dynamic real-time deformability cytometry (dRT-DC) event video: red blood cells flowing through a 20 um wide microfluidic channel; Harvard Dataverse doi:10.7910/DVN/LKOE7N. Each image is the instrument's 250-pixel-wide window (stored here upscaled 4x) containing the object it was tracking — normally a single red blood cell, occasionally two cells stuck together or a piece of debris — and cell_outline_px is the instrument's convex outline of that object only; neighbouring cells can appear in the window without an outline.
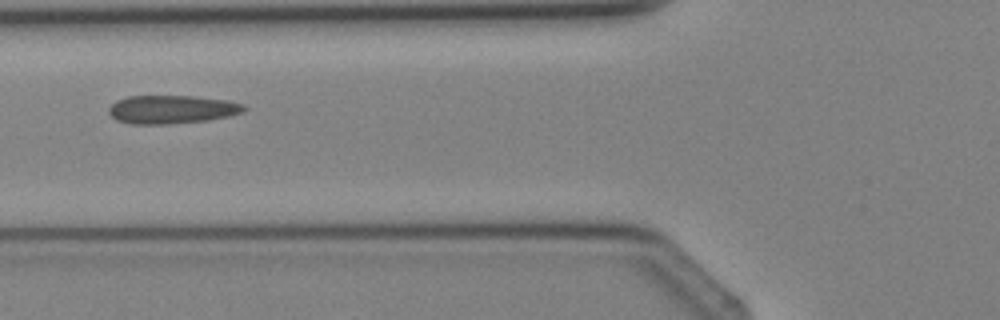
{"species": "Egyptian fruit bat (a non-hibernating species)", "species_latin": "Rousettus aegyptiacus", "temperature_condition": "cold", "stored_images_in_passage": 3, "camera_frame_rate_fps": 3000, "um_per_image_px": 0.085, "animal": {"sex": "female"}, "frame": {"image": 1, "passage_image": 3, "time_ms": 2.333, "image_size_px": [1000, 320], "cell_outline_px": [[248, 108], [244, 112], [228, 116], [208, 120], [168, 124], [132, 124], [116, 120], [108, 112], [108, 108], [116, 100], [128, 96], [192, 96], [228, 100], [244, 104]], "centroid_in_image_um": [14.62, 9.3], "position_along_channel_um": 111.2, "area_um2": 22.48}}